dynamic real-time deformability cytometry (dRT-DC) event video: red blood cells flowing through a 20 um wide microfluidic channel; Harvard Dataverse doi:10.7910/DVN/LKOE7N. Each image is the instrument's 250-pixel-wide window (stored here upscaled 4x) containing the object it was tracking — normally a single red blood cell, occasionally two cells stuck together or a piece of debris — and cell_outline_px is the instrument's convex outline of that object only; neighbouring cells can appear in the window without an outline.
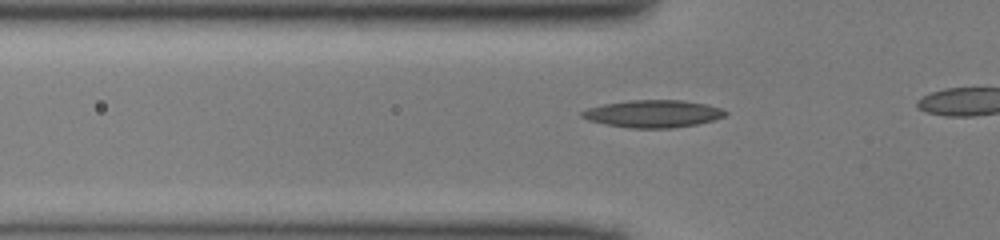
{"species": "common noctule bat (a hibernating species)", "species_latin": "Nyctalus noctula", "temperature_condition": "cold", "stored_images_in_passage": 9, "camera_frame_rate_fps": 3000, "um_per_image_px": 0.085, "animal": {"sex": "male", "body_mass_g": 13.0, "forearm_length_mm": 53.1}, "frame": {"image": 1, "passage_image": 4, "time_ms": 1.0, "image_size_px": [1000, 240], "cell_outline_px": [[728, 112], [724, 116], [716, 120], [700, 124], [672, 128], [632, 128], [604, 124], [588, 120], [580, 116], [580, 112], [588, 108], [604, 104], [628, 100], [680, 100], [708, 104], [720, 108]], "centroid_in_image_um": [55.53, 9.67], "position_along_channel_um": 70.3, "area_um2": 23.06}}
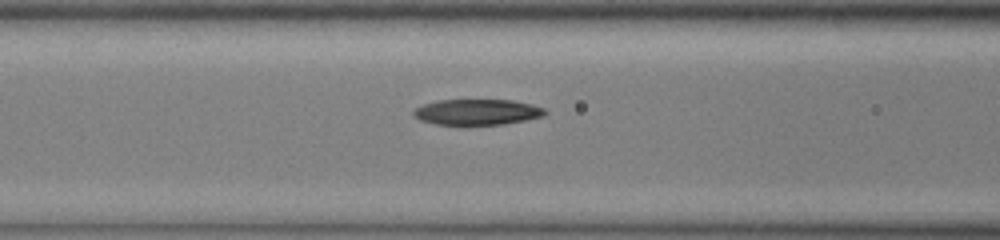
{"frame": {"image": 2, "passage_image": 8, "time_ms": 2.333, "image_size_px": [1000, 240], "cell_outline_px": [[548, 112], [544, 116], [504, 124], [468, 128], [436, 124], [420, 120], [412, 116], [412, 112], [416, 108], [424, 104], [440, 100], [512, 100], [532, 104], [544, 108]], "centroid_in_image_um": [40.54, 9.57], "position_along_channel_um": 126.1, "area_um2": 20.58}}